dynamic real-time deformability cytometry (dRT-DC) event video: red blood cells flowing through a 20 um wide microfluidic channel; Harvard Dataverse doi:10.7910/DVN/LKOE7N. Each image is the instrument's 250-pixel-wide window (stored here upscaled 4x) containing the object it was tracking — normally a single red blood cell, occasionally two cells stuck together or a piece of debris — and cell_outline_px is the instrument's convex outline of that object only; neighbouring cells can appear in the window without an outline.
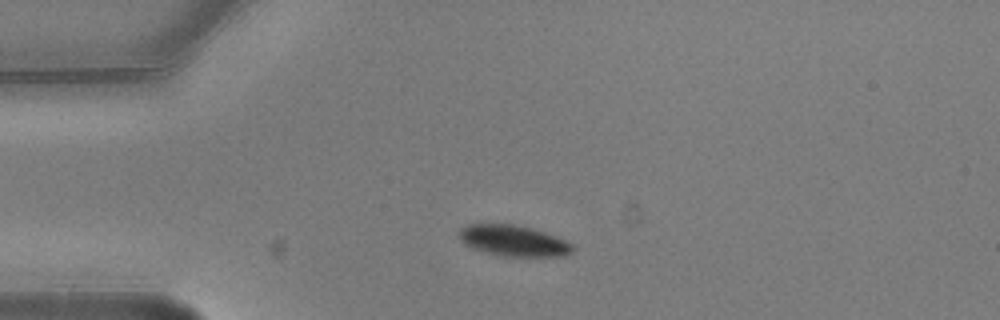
{"species": "common noctule bat (a hibernating species)", "species_latin": "Nyctalus noctula", "temperature_condition": "warm", "stored_images_in_passage": 2, "camera_frame_rate_fps": 3000, "um_per_image_px": 0.085, "animal": {"sex": "male", "body_mass_g": 20.5, "forearm_length_mm": 52.5}, "frame": {"image": 1, "passage_image": 2, "time_ms": 0.333, "image_size_px": [1000, 320], "cell_outline_px": [[576, 248], [572, 252], [564, 256], [504, 256], [484, 252], [472, 248], [460, 240], [460, 228], [468, 224], [512, 224], [544, 232], [556, 236], [572, 244]], "centroid_in_image_um": [43.65, 20.47], "position_along_channel_um": 41.3, "area_um2": 20.29}}